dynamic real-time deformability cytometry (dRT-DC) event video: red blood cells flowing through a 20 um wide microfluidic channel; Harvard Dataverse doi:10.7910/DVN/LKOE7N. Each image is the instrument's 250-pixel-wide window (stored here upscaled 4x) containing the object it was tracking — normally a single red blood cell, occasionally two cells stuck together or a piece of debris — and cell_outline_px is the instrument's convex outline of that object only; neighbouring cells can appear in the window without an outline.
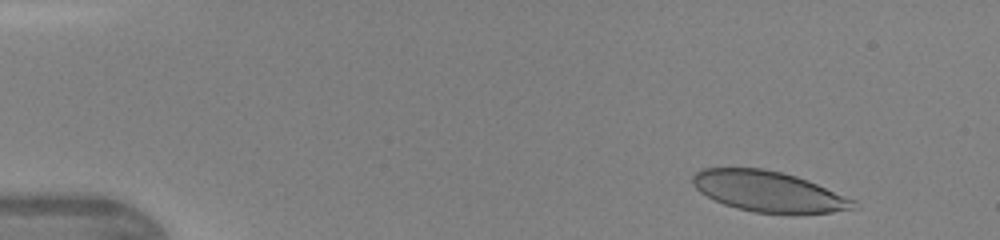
{"species": "human", "species_latin": "Homo sapiens", "temperature_condition": "warm", "stored_images_in_passage": 36, "camera_frame_rate_fps": 3000, "um_per_image_px": 0.085, "donor": {"sex": "female"}, "frame": {"image": 1, "passage_image": 1, "time_ms": 0.0, "image_size_px": [1000, 240], "cell_outline_px": [[860, 208], [832, 212], [792, 216], [756, 212], [736, 208], [724, 204], [700, 192], [692, 184], [692, 176], [700, 168], [764, 168], [796, 176], [808, 180], [856, 200], [860, 204]], "centroid_in_image_um": [65.4, 16.31], "position_along_channel_um": 19.6, "area_um2": 38.84}}
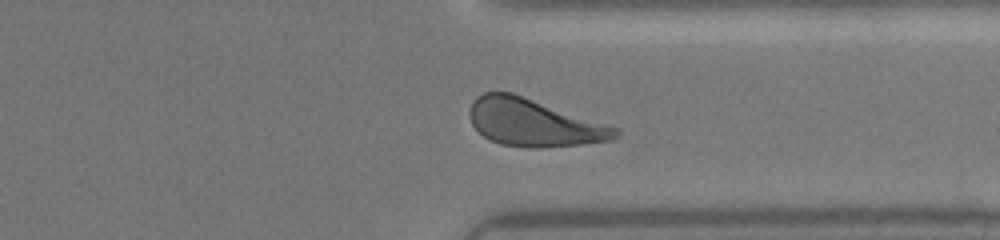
{"frame": {"image": 2, "passage_image": 26, "time_ms": 8.333, "image_size_px": [1000, 240], "cell_outline_px": [[620, 136], [612, 140], [580, 144], [544, 148], [532, 148], [500, 144], [488, 140], [472, 124], [468, 112], [472, 100], [476, 96], [484, 92], [512, 92], [620, 128]], "centroid_in_image_um": [45.37, 10.42], "position_along_channel_um": 366.0, "area_um2": 40.58}}
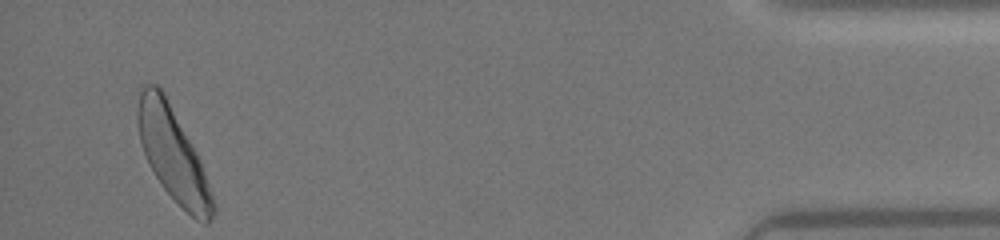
{"frame": {"image": 3, "passage_image": 34, "time_ms": 11.0, "image_size_px": [1000, 240], "cell_outline_px": [[216, 212], [208, 224], [204, 224], [196, 220], [160, 184], [148, 164], [140, 140], [136, 116], [136, 112], [140, 84], [156, 84], [164, 92], [196, 152], [200, 160], [216, 204]], "centroid_in_image_um": [14.69, 13.1], "position_along_channel_um": 420.5, "area_um2": 40.63}}